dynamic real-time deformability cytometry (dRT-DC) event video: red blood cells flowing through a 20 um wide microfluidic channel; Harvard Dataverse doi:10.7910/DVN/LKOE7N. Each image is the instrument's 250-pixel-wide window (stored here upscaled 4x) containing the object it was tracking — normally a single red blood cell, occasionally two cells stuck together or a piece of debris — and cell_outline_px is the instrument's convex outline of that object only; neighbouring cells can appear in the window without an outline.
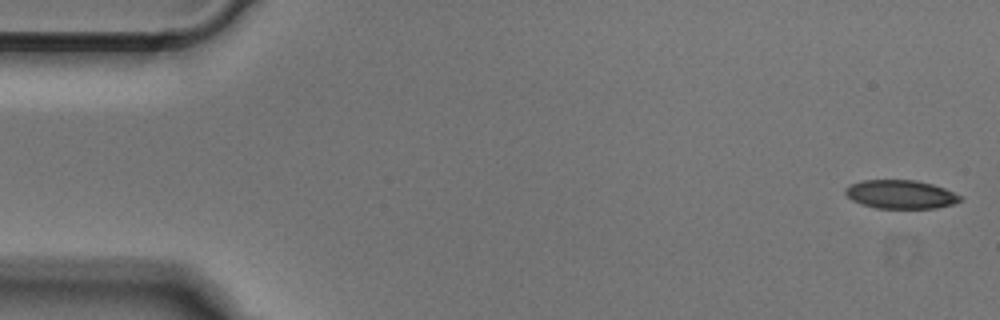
{"species": "Egyptian fruit bat (a non-hibernating species)", "species_latin": "Rousettus aegyptiacus", "temperature_condition": "cold", "stored_images_in_passage": 50, "camera_frame_rate_fps": 3000, "um_per_image_px": 0.085, "animal": {"sex": "male"}, "frame": {"image": 1, "passage_image": 1, "time_ms": 0.0, "image_size_px": [1000, 320], "cell_outline_px": [[964, 200], [952, 204], [936, 208], [876, 208], [860, 204], [852, 200], [844, 192], [844, 188], [848, 184], [864, 180], [916, 180], [932, 184], [944, 188], [964, 196]], "centroid_in_image_um": [76.56, 16.52], "position_along_channel_um": 8.4, "area_um2": 19.36}}
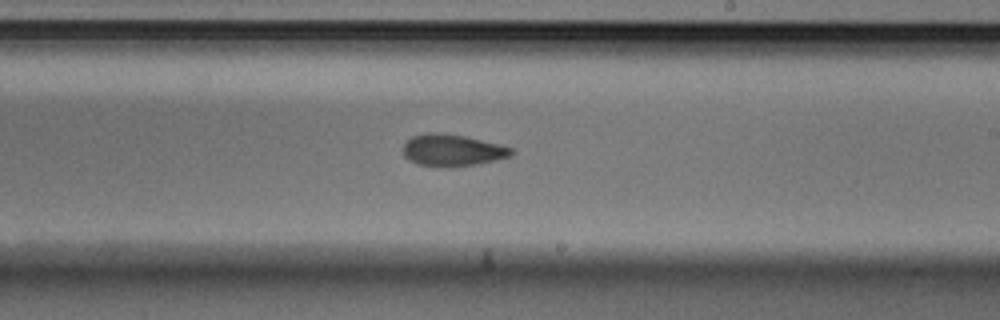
{"frame": {"image": 2, "passage_image": 29, "time_ms": 9.333, "image_size_px": [1000, 320], "cell_outline_px": [[516, 152], [512, 156], [496, 160], [456, 168], [448, 168], [416, 164], [404, 156], [404, 144], [412, 136], [428, 132], [444, 132], [464, 136], [512, 148]], "centroid_in_image_um": [38.45, 12.79], "position_along_channel_um": 250.6, "area_um2": 20.29}}
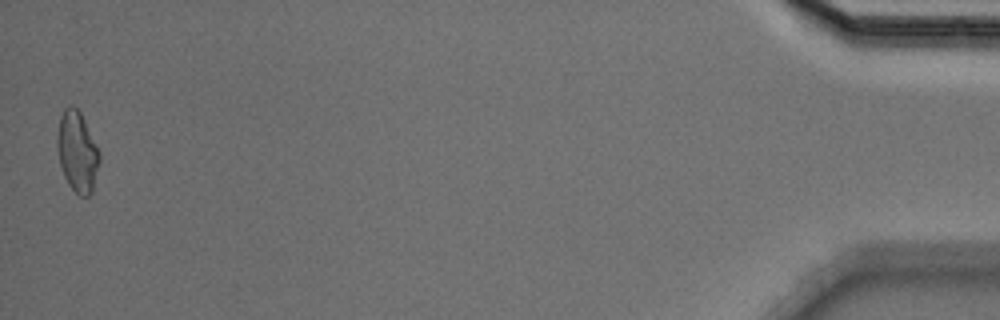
{"frame": {"image": 3, "passage_image": 50, "time_ms": 16.333, "image_size_px": [1000, 320], "cell_outline_px": [[100, 160], [92, 192], [88, 196], [80, 196], [68, 184], [64, 176], [60, 164], [56, 144], [56, 140], [60, 116], [64, 108], [68, 104], [72, 104], [80, 112], [100, 152]], "centroid_in_image_um": [6.56, 12.88], "position_along_channel_um": 428.6, "area_um2": 19.83}}